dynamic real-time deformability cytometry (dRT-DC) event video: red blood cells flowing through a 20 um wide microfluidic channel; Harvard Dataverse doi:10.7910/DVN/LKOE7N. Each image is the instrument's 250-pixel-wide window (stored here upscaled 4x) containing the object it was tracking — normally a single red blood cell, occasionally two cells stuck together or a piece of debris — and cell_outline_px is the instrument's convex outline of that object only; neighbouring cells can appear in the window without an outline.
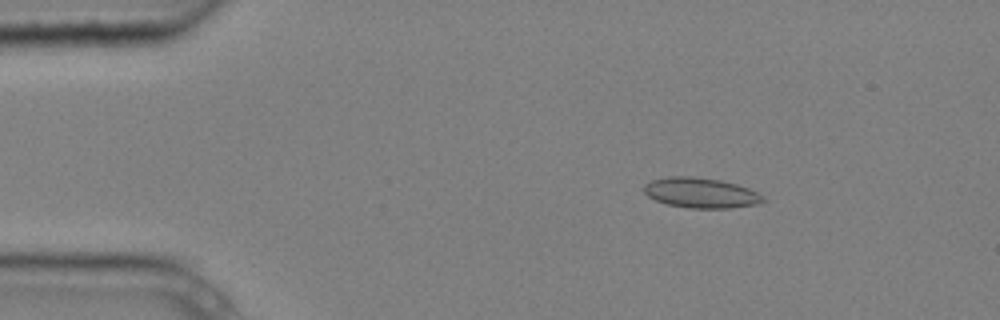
{"species": "common noctule bat (a hibernating species)", "species_latin": "Nyctalus noctula", "temperature_condition": "cold", "stored_images_in_passage": 3, "camera_frame_rate_fps": 3000, "um_per_image_px": 0.085, "animal": {"sex": "male", "body_mass_g": 20.4}, "frame": {"image": 1, "passage_image": 1, "time_ms": 0.0, "image_size_px": [1000, 320], "cell_outline_px": [[764, 200], [760, 204], [728, 208], [688, 208], [668, 204], [656, 200], [648, 196], [644, 192], [644, 184], [652, 180], [668, 176], [692, 176], [720, 180], [736, 184], [748, 188], [764, 196]], "centroid_in_image_um": [59.57, 16.39], "position_along_channel_um": 25.4, "area_um2": 20.92}}